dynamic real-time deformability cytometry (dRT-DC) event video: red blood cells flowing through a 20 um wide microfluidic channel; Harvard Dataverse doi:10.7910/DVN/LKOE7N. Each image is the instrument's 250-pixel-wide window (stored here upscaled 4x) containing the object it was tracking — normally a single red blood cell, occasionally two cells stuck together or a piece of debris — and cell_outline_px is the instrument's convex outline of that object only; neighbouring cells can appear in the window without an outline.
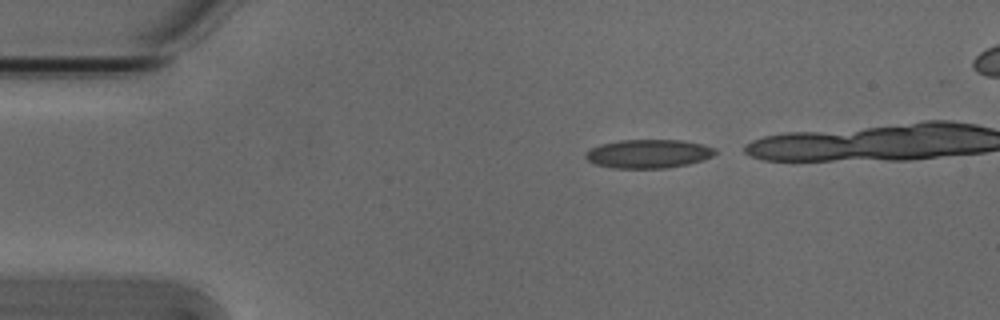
{"species": "Egyptian fruit bat (a non-hibernating species)", "species_latin": "Rousettus aegyptiacus", "temperature_condition": "cold", "stored_images_in_passage": 5, "camera_frame_rate_fps": 3000, "um_per_image_px": 0.085, "animal": {"sex": "male"}, "frame": {"image": 1, "passage_image": 1, "time_ms": 0.0, "image_size_px": [1000, 320], "cell_outline_px": [[716, 152], [712, 156], [704, 160], [688, 164], [664, 168], [612, 168], [596, 164], [588, 160], [584, 156], [584, 152], [600, 144], [620, 140], [680, 140], [704, 144], [716, 148]], "centroid_in_image_um": [55.12, 13.06], "position_along_channel_um": 29.9, "area_um2": 21.73}}